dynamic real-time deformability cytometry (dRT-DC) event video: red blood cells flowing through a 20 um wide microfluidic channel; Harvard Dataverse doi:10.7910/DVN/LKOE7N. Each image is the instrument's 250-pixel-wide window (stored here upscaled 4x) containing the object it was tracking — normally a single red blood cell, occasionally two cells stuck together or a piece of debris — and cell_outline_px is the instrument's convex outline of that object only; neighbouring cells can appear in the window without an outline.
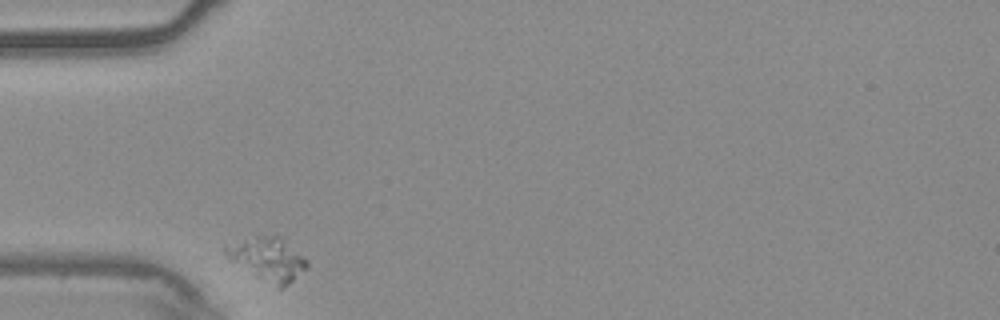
{"species": "common noctule bat (a hibernating species)", "species_latin": "Nyctalus noctula", "temperature_condition": "warm", "stored_images_in_passage": 32, "camera_frame_rate_fps": 3000, "um_per_image_px": 0.085, "animal": {"sex": "male", "body_mass_g": 20.4}, "frame": {"image": 1, "passage_image": 1, "time_ms": 0.0, "image_size_px": [1000, 320], "cell_outline_px": [[308, 268], [284, 288], [276, 288], [256, 276], [224, 256], [224, 248], [244, 240], [256, 236], [280, 236], [304, 256], [308, 260]], "centroid_in_image_um": [22.83, 22.05], "position_along_channel_um": 62.2, "area_um2": 20.17}}
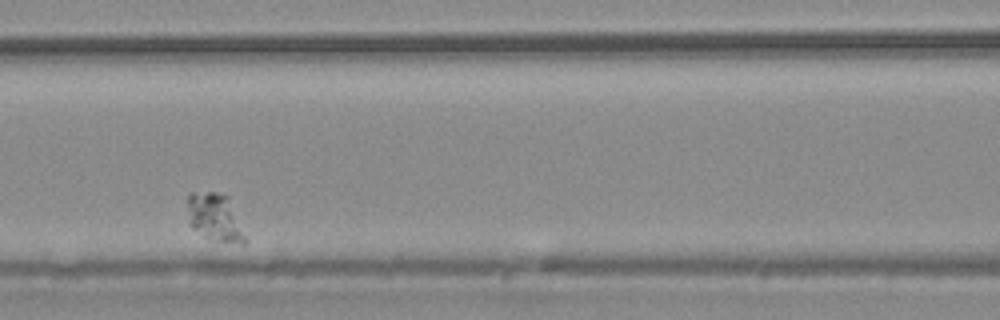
{"frame": {"image": 2, "passage_image": 10, "time_ms": 3.0, "image_size_px": [1000, 320], "cell_outline_px": [[248, 244], [244, 244], [220, 240], [208, 236], [192, 228], [188, 204], [188, 196], [192, 192], [216, 192], [228, 196]], "centroid_in_image_um": [18.29, 18.44], "position_along_channel_um": 148.3, "area_um2": 15.2}}
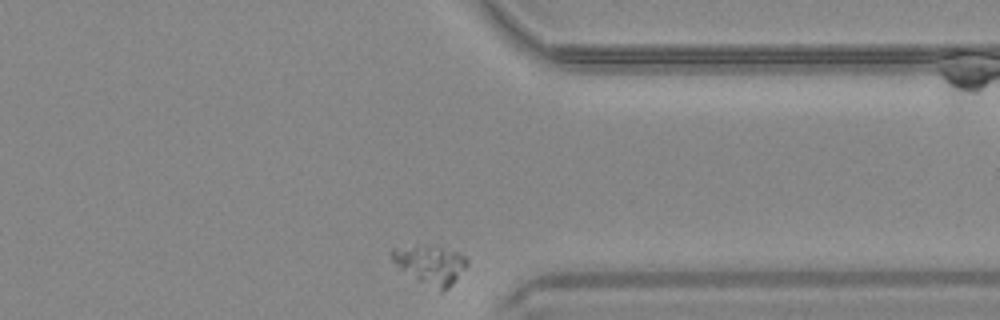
{"frame": {"image": 3, "passage_image": 32, "time_ms": 10.333, "image_size_px": [1000, 320], "cell_outline_px": [[468, 264], [456, 280], [444, 292], [440, 292], [420, 280], [396, 264], [392, 260], [388, 252], [392, 248], [440, 248], [456, 252], [464, 256], [468, 260]], "centroid_in_image_um": [36.63, 22.54], "position_along_channel_um": 374.8, "area_um2": 16.01}}